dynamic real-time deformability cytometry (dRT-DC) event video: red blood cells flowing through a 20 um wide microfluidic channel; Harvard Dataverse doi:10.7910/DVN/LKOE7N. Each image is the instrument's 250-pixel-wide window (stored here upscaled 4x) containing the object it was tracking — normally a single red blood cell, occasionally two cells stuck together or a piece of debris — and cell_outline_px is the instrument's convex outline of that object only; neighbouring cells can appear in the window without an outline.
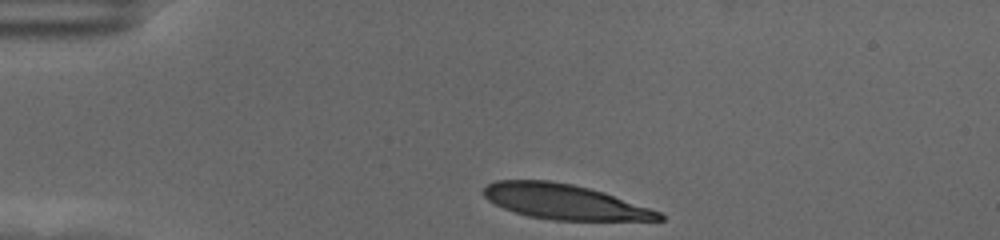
{"species": "human", "species_latin": "Homo sapiens", "temperature_condition": "cold", "stored_images_in_passage": 36, "camera_frame_rate_fps": 3000, "um_per_image_px": 0.085, "donor": {"sex": "female"}, "frame": {"image": 1, "passage_image": 1, "time_ms": 0.0, "image_size_px": [1000, 240], "cell_outline_px": [[664, 220], [552, 220], [528, 216], [504, 208], [488, 200], [480, 192], [488, 184], [496, 180], [548, 180], [572, 184], [604, 192], [660, 212], [664, 216]], "centroid_in_image_um": [47.94, 17.14], "position_along_channel_um": 37.1, "area_um2": 35.55}}
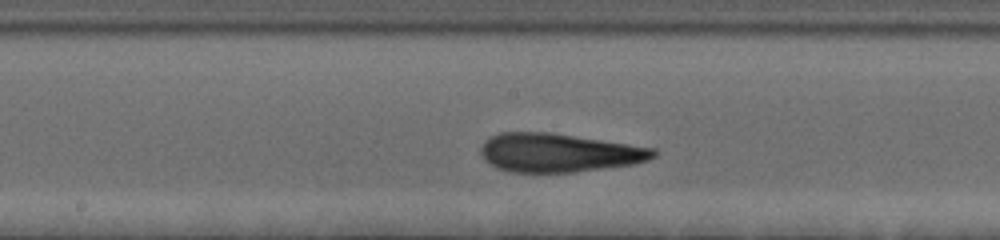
{"frame": {"image": 2, "passage_image": 19, "time_ms": 6.0, "image_size_px": [1000, 240], "cell_outline_px": [[660, 152], [656, 156], [648, 160], [636, 164], [572, 172], [508, 172], [496, 168], [484, 160], [480, 152], [480, 148], [484, 140], [488, 136], [500, 132], [548, 132], [656, 148]], "centroid_in_image_um": [47.48, 12.98], "position_along_channel_um": 200.7, "area_um2": 39.19}}
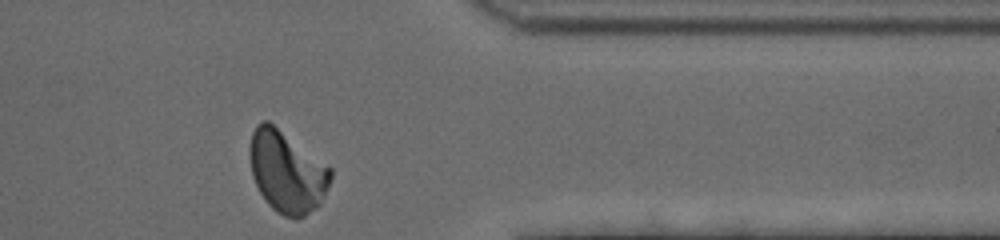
{"frame": {"image": 3, "passage_image": 36, "time_ms": 11.667, "image_size_px": [1000, 240], "cell_outline_px": [[332, 176], [320, 204], [316, 208], [304, 216], [296, 220], [284, 216], [276, 212], [268, 204], [260, 192], [252, 176], [248, 152], [248, 148], [252, 132], [256, 124], [260, 120], [268, 120], [332, 168]], "centroid_in_image_um": [24.36, 14.59], "position_along_channel_um": 387.0, "area_um2": 38.73}, "authors_computed_cell_mechanics": {"area_um2": 38.3214, "velocity_mm_per_s": 3.4855, "shape_relaxation_time_tau1_ms": 6.5232, "shape_relaxation_time_tau2_ms": 1.1161, "deformation_change_tau1": 0.2246, "deformation_change_tau2": 0.0842}}